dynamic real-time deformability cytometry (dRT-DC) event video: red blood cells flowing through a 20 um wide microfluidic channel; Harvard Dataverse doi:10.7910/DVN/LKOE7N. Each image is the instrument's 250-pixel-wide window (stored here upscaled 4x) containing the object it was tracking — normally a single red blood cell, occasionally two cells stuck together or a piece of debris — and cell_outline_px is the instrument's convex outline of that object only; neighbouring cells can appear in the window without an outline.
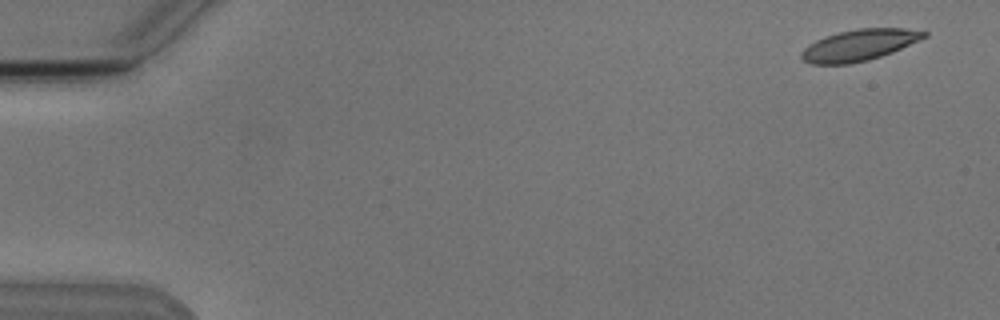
{"species": "Egyptian fruit bat (a non-hibernating species)", "species_latin": "Rousettus aegyptiacus", "temperature_condition": "cold", "stored_images_in_passage": 6, "camera_frame_rate_fps": 3000, "um_per_image_px": 0.085, "animal": {"sex": "male"}, "frame": {"image": 1, "passage_image": 1, "time_ms": 0.0, "image_size_px": [1000, 320], "cell_outline_px": [[928, 36], [920, 40], [892, 52], [868, 60], [848, 64], [812, 64], [800, 60], [800, 52], [804, 48], [816, 40], [840, 32], [856, 28], [904, 28], [928, 32]], "centroid_in_image_um": [73.02, 3.84], "position_along_channel_um": 12.0, "area_um2": 22.31}}
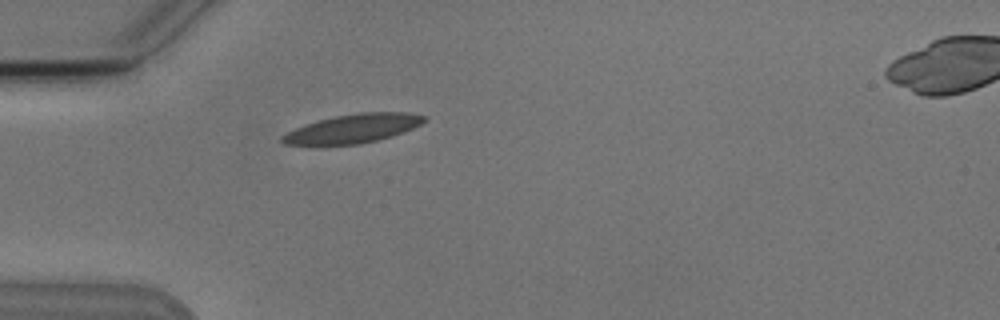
{"frame": {"image": 2, "passage_image": 5, "time_ms": 4.667, "image_size_px": [1000, 320], "cell_outline_px": [[424, 120], [420, 124], [412, 128], [392, 136], [360, 144], [324, 148], [284, 144], [280, 140], [280, 136], [304, 124], [332, 116], [360, 112], [408, 112], [424, 116]], "centroid_in_image_um": [29.86, 10.97], "position_along_channel_um": 55.1, "area_um2": 24.62}}